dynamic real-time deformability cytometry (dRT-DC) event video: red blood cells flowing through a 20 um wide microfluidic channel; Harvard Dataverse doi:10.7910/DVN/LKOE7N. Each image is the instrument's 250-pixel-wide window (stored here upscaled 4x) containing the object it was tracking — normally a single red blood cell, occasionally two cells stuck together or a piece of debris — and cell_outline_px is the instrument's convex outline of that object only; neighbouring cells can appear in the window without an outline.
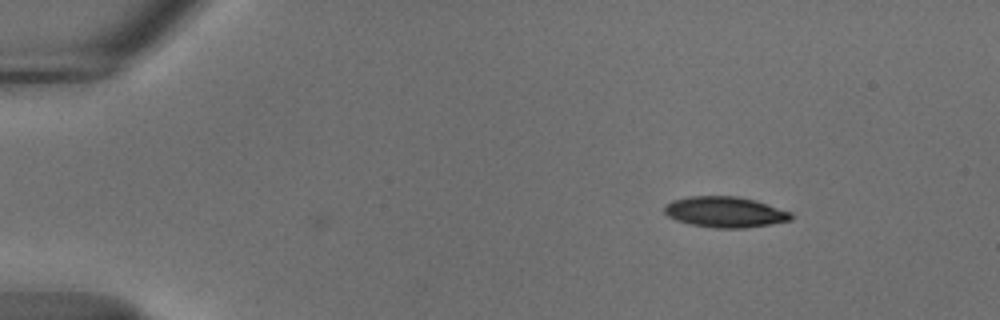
{"species": "common noctule bat (a hibernating species)", "species_latin": "Nyctalus noctula", "temperature_condition": "cold", "stored_images_in_passage": 2, "camera_frame_rate_fps": 3000, "um_per_image_px": 0.085, "animal": {"sex": "male", "body_mass_g": 18.8}, "frame": {"image": 1, "passage_image": 1, "time_ms": 0.0, "image_size_px": [1000, 320], "cell_outline_px": [[792, 220], [744, 228], [716, 228], [692, 224], [676, 220], [668, 216], [664, 212], [664, 204], [672, 200], [688, 196], [736, 196], [752, 200], [792, 212]], "centroid_in_image_um": [61.58, 18.02], "position_along_channel_um": 23.4, "area_um2": 22.48}}